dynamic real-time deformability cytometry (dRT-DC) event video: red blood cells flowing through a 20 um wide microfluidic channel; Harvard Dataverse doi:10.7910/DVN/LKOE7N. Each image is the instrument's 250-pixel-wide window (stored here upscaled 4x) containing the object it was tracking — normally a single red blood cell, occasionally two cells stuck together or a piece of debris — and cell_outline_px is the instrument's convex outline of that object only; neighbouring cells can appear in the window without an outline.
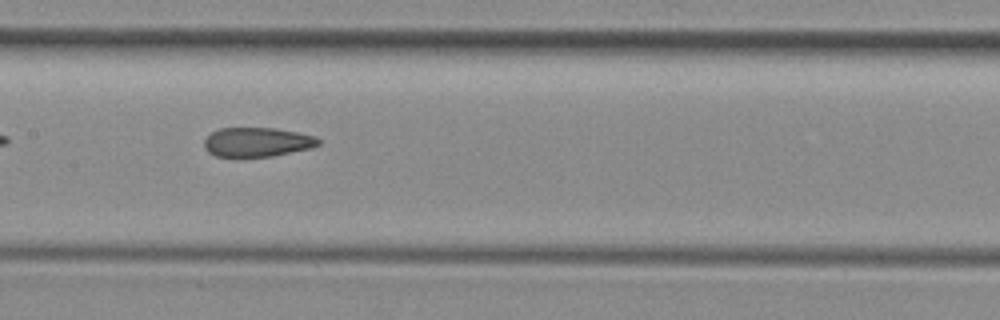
{"species": "common noctule bat (a hibernating species)", "species_latin": "Nyctalus noctula", "temperature_condition": "room temperature", "stored_images_in_passage": 34, "camera_frame_rate_fps": 3000, "um_per_image_px": 0.085, "animal": {"sex": "female", "body_mass_g": 29.2, "forearm_length_mm": 56.3}, "frame": {"image": 1, "passage_image": 10, "time_ms": 3.0, "image_size_px": [1000, 320], "cell_outline_px": [[320, 144], [312, 148], [272, 156], [216, 156], [208, 152], [204, 148], [204, 140], [212, 132], [220, 128], [276, 128], [296, 132], [312, 136], [320, 140]], "centroid_in_image_um": [21.85, 12.07], "position_along_channel_um": 185.6, "area_um2": 19.31}}